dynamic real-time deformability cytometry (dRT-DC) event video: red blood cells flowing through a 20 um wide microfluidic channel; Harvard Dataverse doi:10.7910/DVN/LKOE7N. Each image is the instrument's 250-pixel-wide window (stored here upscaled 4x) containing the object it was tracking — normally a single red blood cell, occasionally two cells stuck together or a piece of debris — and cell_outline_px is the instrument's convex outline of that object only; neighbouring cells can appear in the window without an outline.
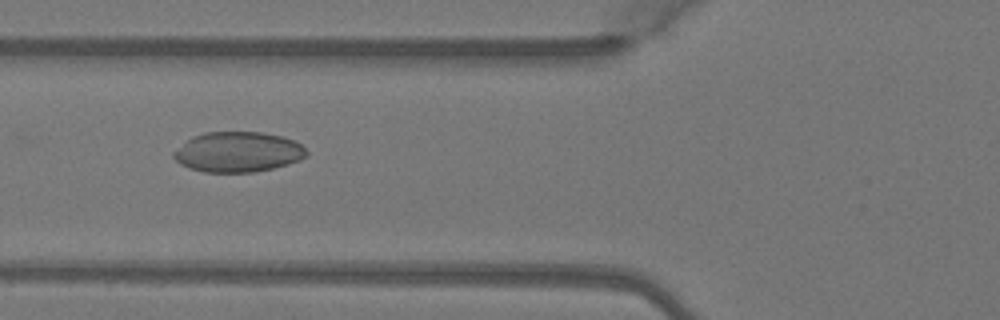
{"species": "Egyptian fruit bat (a non-hibernating species)", "species_latin": "Rousettus aegyptiacus", "temperature_condition": "warm", "stored_images_in_passage": 5, "camera_frame_rate_fps": 3000, "um_per_image_px": 0.085, "animal": {"sex": "female"}, "frame": {"image": 1, "passage_image": 5, "time_ms": 1.333, "image_size_px": [1000, 320], "cell_outline_px": [[308, 156], [300, 160], [288, 164], [256, 172], [204, 172], [188, 168], [180, 164], [172, 156], [172, 152], [192, 136], [204, 132], [260, 132], [280, 136], [292, 140], [300, 144], [308, 152]], "centroid_in_image_um": [20.2, 12.92], "position_along_channel_um": 105.6, "area_um2": 31.21}}